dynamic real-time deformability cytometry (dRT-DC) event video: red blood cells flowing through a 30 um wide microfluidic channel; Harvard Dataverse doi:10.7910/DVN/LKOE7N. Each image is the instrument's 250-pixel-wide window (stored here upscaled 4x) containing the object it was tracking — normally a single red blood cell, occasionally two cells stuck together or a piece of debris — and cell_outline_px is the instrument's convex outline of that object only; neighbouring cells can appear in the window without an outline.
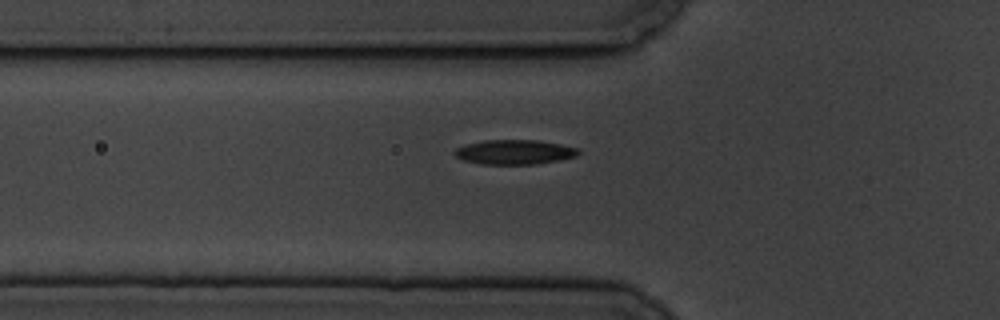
{"species": "common noctule bat (a hibernating species)", "species_latin": "Nyctalus noctula", "temperature_condition": "cold", "stored_images_in_passage": 8, "camera_frame_rate_fps": 3000, "um_per_image_px": 0.085, "animal": {"sex": "male", "body_mass_g": 19.5, "forearm_length_mm": 54.6}, "frame": {"image": 1, "passage_image": 8, "time_ms": 8.333, "image_size_px": [1000, 320], "cell_outline_px": [[580, 152], [576, 156], [560, 160], [536, 164], [480, 164], [464, 160], [456, 156], [452, 152], [456, 148], [464, 144], [484, 140], [540, 140], [580, 148]], "centroid_in_image_um": [43.73, 12.92], "position_along_channel_um": 82.1, "area_um2": 17.92}}